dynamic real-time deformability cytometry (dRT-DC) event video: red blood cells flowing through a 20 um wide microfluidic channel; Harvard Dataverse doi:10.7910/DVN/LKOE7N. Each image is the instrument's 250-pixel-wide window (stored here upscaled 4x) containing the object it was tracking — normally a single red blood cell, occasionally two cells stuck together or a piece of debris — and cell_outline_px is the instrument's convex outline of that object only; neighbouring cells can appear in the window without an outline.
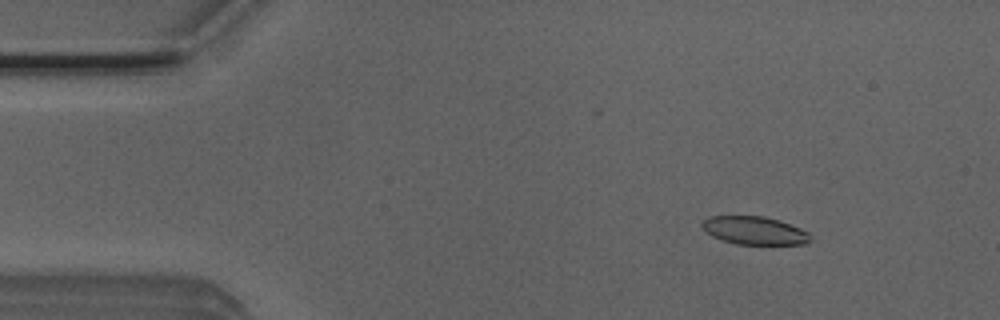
{"species": "Egyptian fruit bat (a non-hibernating species)", "species_latin": "Rousettus aegyptiacus", "temperature_condition": "room temperature", "stored_images_in_passage": 6, "camera_frame_rate_fps": 3000, "um_per_image_px": 0.085, "animal": {"sex": "male"}, "frame": {"image": 1, "passage_image": 2, "time_ms": 0.333, "image_size_px": [1000, 320], "cell_outline_px": [[812, 240], [808, 244], [736, 244], [720, 240], [712, 236], [700, 228], [700, 220], [708, 216], [764, 216], [780, 220], [800, 228], [808, 232]], "centroid_in_image_um": [64.08, 19.59], "position_along_channel_um": 20.9, "area_um2": 18.09}}